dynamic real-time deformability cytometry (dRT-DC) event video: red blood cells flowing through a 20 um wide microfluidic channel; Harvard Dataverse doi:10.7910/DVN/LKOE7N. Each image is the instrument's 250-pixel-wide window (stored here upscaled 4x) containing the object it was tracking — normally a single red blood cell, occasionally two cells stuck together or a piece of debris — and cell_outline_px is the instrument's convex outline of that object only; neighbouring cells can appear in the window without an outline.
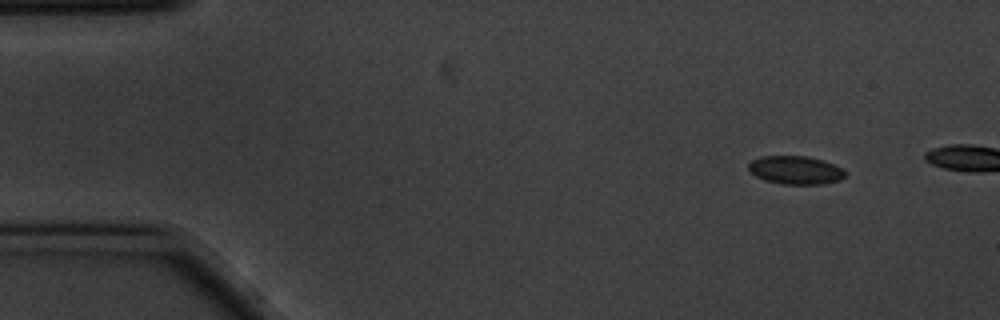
{"species": "common noctule bat (a hibernating species)", "species_latin": "Nyctalus noctula", "temperature_condition": "cold", "stored_images_in_passage": 7, "camera_frame_rate_fps": 3000, "um_per_image_px": 0.085, "animal": {"sex": "male", "body_mass_g": 20.1, "forearm_length_mm": 53.5}, "frame": {"image": 1, "passage_image": 1, "time_ms": 0.0, "image_size_px": [1000, 320], "cell_outline_px": [[848, 172], [840, 180], [820, 184], [780, 184], [764, 180], [756, 176], [748, 168], [748, 164], [752, 160], [760, 156], [808, 156], [824, 160], [844, 168]], "centroid_in_image_um": [67.65, 14.45], "position_along_channel_um": 17.3, "area_um2": 16.13}}